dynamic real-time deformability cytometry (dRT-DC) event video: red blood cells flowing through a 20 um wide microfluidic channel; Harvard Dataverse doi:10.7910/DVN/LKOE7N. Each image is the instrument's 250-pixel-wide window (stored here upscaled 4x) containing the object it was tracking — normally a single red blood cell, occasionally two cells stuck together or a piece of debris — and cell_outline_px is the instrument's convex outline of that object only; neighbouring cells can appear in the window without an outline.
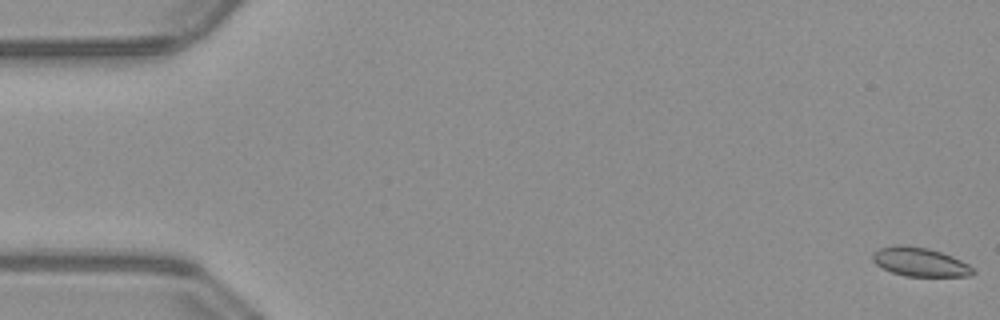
{"species": "common noctule bat (a hibernating species)", "species_latin": "Nyctalus noctula", "temperature_condition": "warm", "stored_images_in_passage": 52, "camera_frame_rate_fps": 3000, "um_per_image_px": 0.085, "animal": {"sex": "male", "body_mass_g": 23.1, "forearm_length_mm": 52.7}, "frame": {"image": 1, "passage_image": 1, "time_ms": 0.0, "image_size_px": [1000, 320], "cell_outline_px": [[976, 272], [972, 276], [904, 276], [892, 272], [876, 264], [872, 260], [872, 252], [880, 248], [892, 244], [904, 244], [928, 248], [952, 256], [968, 264]], "centroid_in_image_um": [78.17, 22.25], "position_along_channel_um": 6.8, "area_um2": 16.99}}
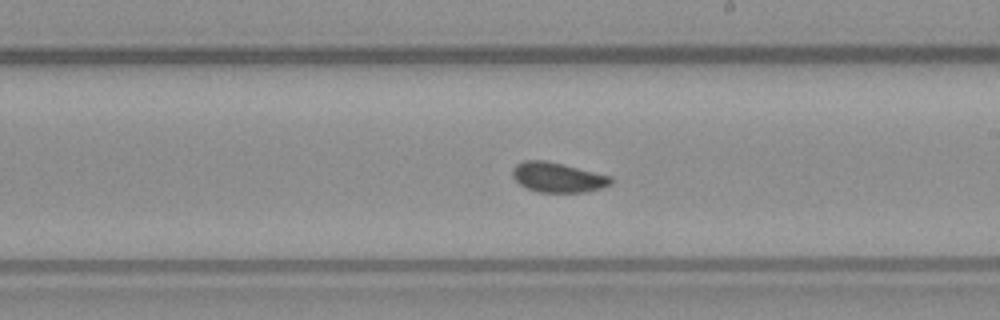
{"frame": {"image": 2, "passage_image": 30, "time_ms": 9.667, "image_size_px": [1000, 320], "cell_outline_px": [[612, 184], [588, 192], [536, 192], [520, 184], [512, 176], [512, 168], [516, 164], [524, 160], [544, 160], [564, 164], [612, 176]], "centroid_in_image_um": [47.41, 15.07], "position_along_channel_um": 241.6, "area_um2": 17.22}}
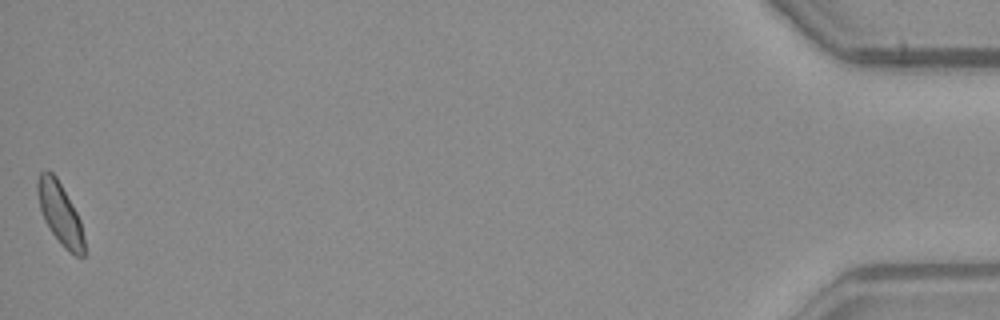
{"frame": {"image": 3, "passage_image": 52, "time_ms": 17.0, "image_size_px": [1000, 320], "cell_outline_px": [[84, 256], [76, 256], [64, 248], [60, 244], [44, 220], [40, 208], [36, 192], [36, 180], [40, 172], [44, 168], [48, 168], [56, 176], [76, 212], [80, 220], [84, 236]], "centroid_in_image_um": [5.07, 18.1], "position_along_channel_um": 430.1, "area_um2": 16.88}, "authors_computed_cell_mechanics": {"area_um2": 16.9932, "velocity_mm_per_s": 4.0045, "shape_relaxation_time_tau1_ms": 7.0216, "shape_relaxation_time_tau2_ms": null, "deformation_change_tau1": 0.1019, "deformation_change_tau2": null}}